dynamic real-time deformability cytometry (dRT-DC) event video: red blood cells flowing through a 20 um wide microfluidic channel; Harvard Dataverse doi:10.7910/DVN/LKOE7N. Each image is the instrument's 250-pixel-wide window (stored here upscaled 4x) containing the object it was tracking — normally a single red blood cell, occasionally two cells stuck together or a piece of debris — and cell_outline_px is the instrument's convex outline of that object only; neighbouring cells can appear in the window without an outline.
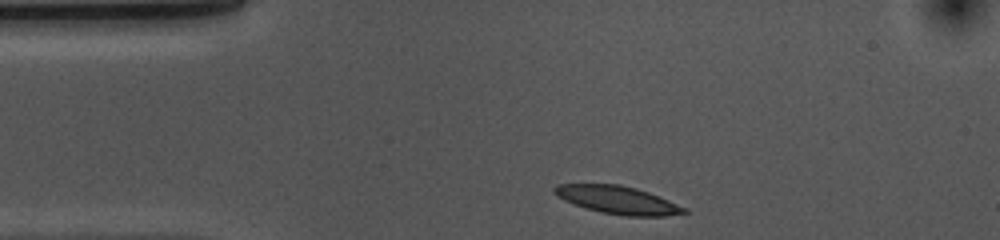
{"species": "common noctule bat (a hibernating species)", "species_latin": "Nyctalus noctula", "temperature_condition": "cold", "stored_images_in_passage": 33, "camera_frame_rate_fps": 3000, "um_per_image_px": 0.085, "animal": {"sex": "female", "body_mass_g": 10.0, "forearm_length_mm": 53.1}, "frame": {"image": 1, "passage_image": 1, "time_ms": 0.0, "image_size_px": [1000, 240], "cell_outline_px": [[688, 212], [664, 216], [624, 216], [600, 212], [564, 200], [556, 196], [552, 192], [552, 188], [556, 184], [620, 184], [636, 188], [648, 192], [688, 208]], "centroid_in_image_um": [52.49, 16.99], "position_along_channel_um": 32.5, "area_um2": 21.04}}
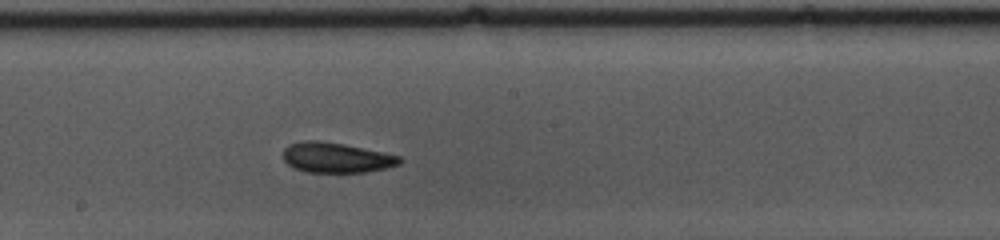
{"frame": {"image": 2, "passage_image": 19, "time_ms": 6.0, "image_size_px": [1000, 240], "cell_outline_px": [[404, 160], [400, 164], [388, 168], [364, 172], [304, 172], [288, 164], [284, 160], [284, 148], [288, 144], [308, 140], [320, 140], [344, 144], [384, 152], [400, 156]], "centroid_in_image_um": [28.62, 13.39], "position_along_channel_um": 219.6, "area_um2": 20.58}}
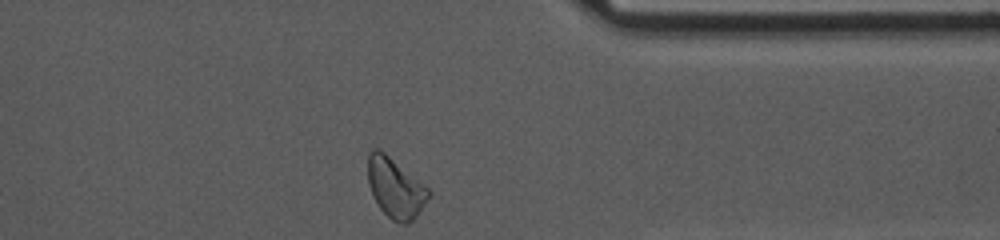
{"frame": {"image": 3, "passage_image": 33, "time_ms": 10.667, "image_size_px": [1000, 240], "cell_outline_px": [[432, 192], [416, 216], [408, 224], [404, 224], [392, 220], [380, 208], [372, 196], [368, 184], [368, 152], [372, 148], [376, 148], [384, 152], [428, 188]], "centroid_in_image_um": [33.58, 15.97], "position_along_channel_um": 377.8, "area_um2": 20.92}, "authors_computed_cell_mechanics": {"area_um2": 20.9236, "velocity_mm_per_s": 3.6396, "shape_relaxation_time_tau1_ms": 4.3877, "shape_relaxation_time_tau2_ms": 3.0757, "deformation_change_tau1": 0.1105, "deformation_change_tau2": 0.0977}}